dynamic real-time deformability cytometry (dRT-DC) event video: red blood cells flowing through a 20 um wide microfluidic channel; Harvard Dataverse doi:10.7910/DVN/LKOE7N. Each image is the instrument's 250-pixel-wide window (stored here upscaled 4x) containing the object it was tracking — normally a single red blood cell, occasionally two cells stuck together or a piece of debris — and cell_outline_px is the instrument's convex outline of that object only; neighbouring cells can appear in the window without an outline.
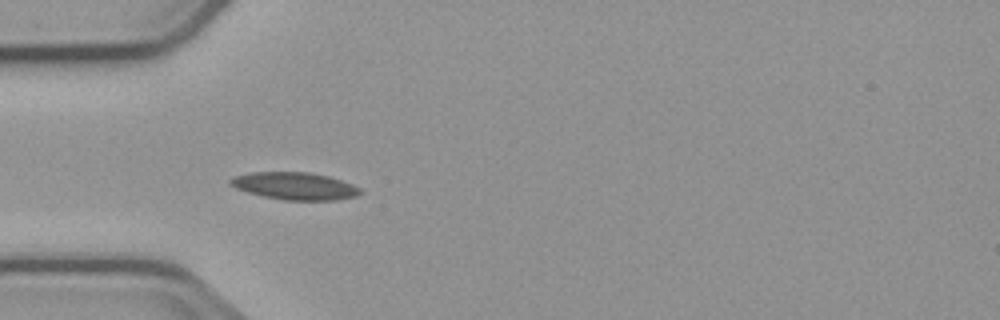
{"species": "common noctule bat (a hibernating species)", "species_latin": "Nyctalus noctula", "temperature_condition": "cold", "stored_images_in_passage": 6, "camera_frame_rate_fps": 3000, "um_per_image_px": 0.085, "animal": {"sex": "male", "body_mass_g": 23.1, "forearm_length_mm": 52.7}, "frame": {"image": 1, "passage_image": 5, "time_ms": 5.0, "image_size_px": [1000, 320], "cell_outline_px": [[364, 192], [356, 196], [336, 200], [284, 200], [264, 196], [248, 192], [236, 188], [228, 184], [228, 180], [232, 176], [252, 172], [312, 172], [328, 176], [352, 184], [360, 188]], "centroid_in_image_um": [25.05, 15.8], "position_along_channel_um": 60.0, "area_um2": 20.81}}
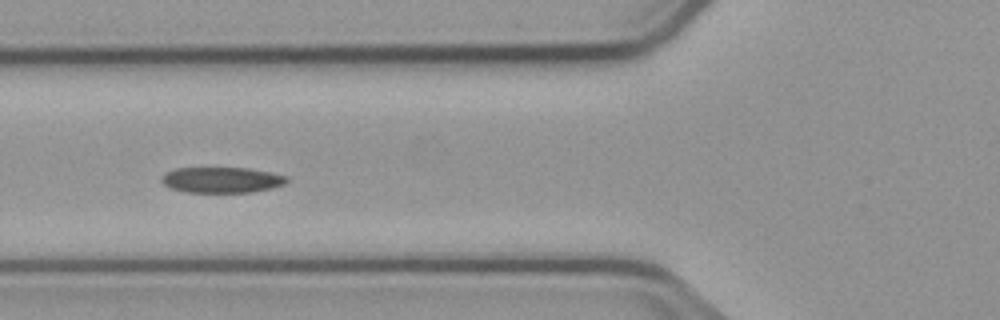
{"frame": {"image": 2, "passage_image": 6, "time_ms": 6.333, "image_size_px": [1000, 320], "cell_outline_px": [[288, 180], [284, 184], [272, 188], [252, 192], [188, 192], [172, 188], [164, 184], [160, 180], [168, 172], [176, 168], [248, 168], [272, 172], [288, 176]], "centroid_in_image_um": [18.91, 15.29], "position_along_channel_um": 106.9, "area_um2": 18.61}}